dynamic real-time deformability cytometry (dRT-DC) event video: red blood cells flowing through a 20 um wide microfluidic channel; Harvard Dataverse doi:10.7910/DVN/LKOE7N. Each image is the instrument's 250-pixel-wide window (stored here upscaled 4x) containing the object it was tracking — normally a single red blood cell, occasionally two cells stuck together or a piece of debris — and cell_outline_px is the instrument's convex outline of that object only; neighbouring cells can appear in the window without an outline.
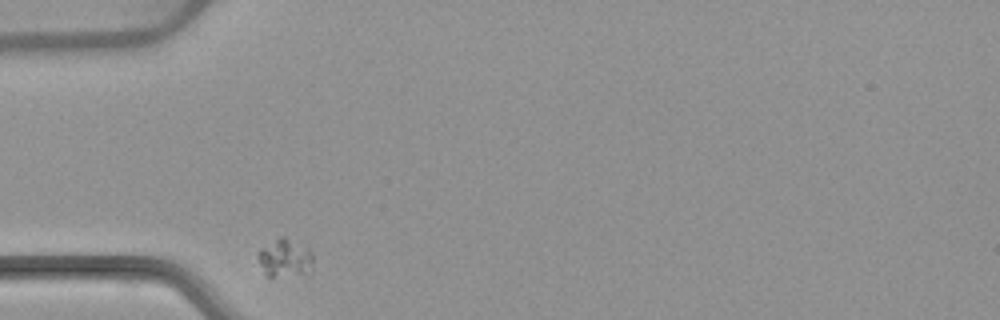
{"species": "common noctule bat (a hibernating species)", "species_latin": "Nyctalus noctula", "temperature_condition": "warm", "stored_images_in_passage": 2, "camera_frame_rate_fps": 3000, "um_per_image_px": 0.085, "animal": {"sex": "female", "body_mass_g": 22.7, "forearm_length_mm": 54.2}, "frame": {"image": 1, "passage_image": 1, "time_ms": 0.0, "image_size_px": [1000, 320], "cell_outline_px": [[312, 260], [300, 272], [272, 276], [268, 276], [264, 272], [256, 256], [260, 248], [280, 236], [308, 248], [312, 252]], "centroid_in_image_um": [24.1, 21.86], "position_along_channel_um": 60.9, "area_um2": 11.21}}
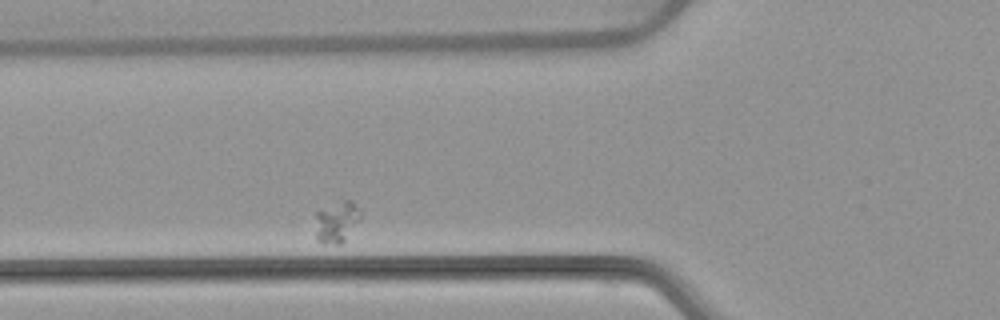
{"frame": {"image": 2, "passage_image": 2, "time_ms": 1.333, "image_size_px": [1000, 320], "cell_outline_px": [[360, 220], [344, 240], [340, 244], [324, 244], [316, 236], [316, 212], [344, 200], [352, 200], [360, 208]], "centroid_in_image_um": [28.65, 18.86], "position_along_channel_um": 97.2, "area_um2": 10.64}}